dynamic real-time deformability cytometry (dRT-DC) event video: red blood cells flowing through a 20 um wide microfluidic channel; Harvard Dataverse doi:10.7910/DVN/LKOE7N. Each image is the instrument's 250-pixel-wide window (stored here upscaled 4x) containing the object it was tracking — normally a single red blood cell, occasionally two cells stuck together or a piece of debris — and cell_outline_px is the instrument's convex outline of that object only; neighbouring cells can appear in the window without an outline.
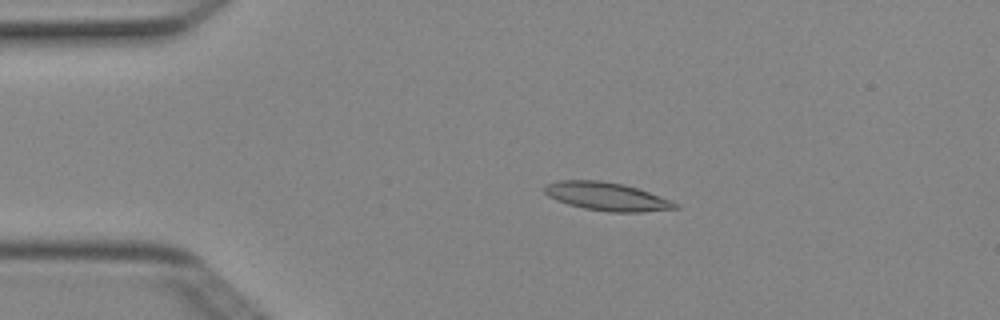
{"species": "Egyptian fruit bat (a non-hibernating species)", "species_latin": "Rousettus aegyptiacus", "temperature_condition": "cold", "stored_images_in_passage": 4, "camera_frame_rate_fps": 3000, "um_per_image_px": 0.085, "animal": {"sex": "female"}, "frame": {"image": 1, "passage_image": 3, "time_ms": 0.667, "image_size_px": [1000, 320], "cell_outline_px": [[680, 208], [640, 212], [608, 212], [584, 208], [568, 204], [556, 200], [548, 196], [544, 192], [544, 184], [560, 180], [600, 180], [624, 184], [672, 200], [680, 204]], "centroid_in_image_um": [51.58, 16.7], "position_along_channel_um": 33.4, "area_um2": 21.62}}